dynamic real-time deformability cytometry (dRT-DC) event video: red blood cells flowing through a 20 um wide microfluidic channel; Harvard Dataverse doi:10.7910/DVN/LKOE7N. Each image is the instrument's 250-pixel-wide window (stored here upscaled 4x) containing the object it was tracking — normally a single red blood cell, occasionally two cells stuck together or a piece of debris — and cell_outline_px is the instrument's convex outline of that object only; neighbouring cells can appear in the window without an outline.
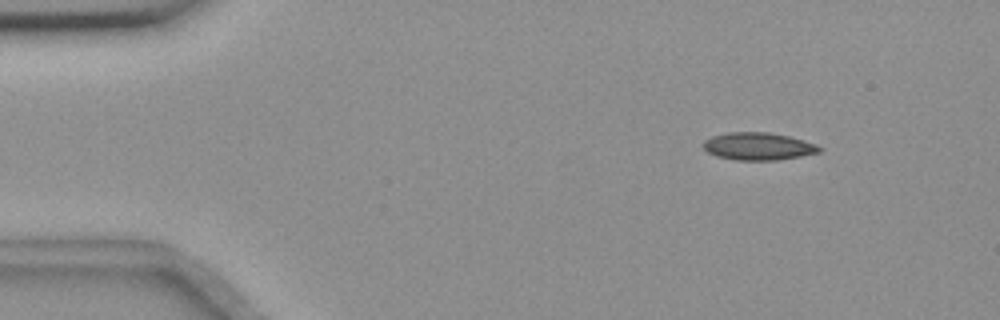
{"species": "common noctule bat (a hibernating species)", "species_latin": "Nyctalus noctula", "temperature_condition": "room temperature", "stored_images_in_passage": 53, "camera_frame_rate_fps": 3000, "um_per_image_px": 0.085, "animal": {"sex": "female", "body_mass_g": 18.4}, "frame": {"image": 1, "passage_image": 4, "time_ms": 1.0, "image_size_px": [1000, 320], "cell_outline_px": [[824, 148], [820, 152], [800, 156], [776, 160], [736, 160], [716, 156], [708, 152], [704, 148], [704, 140], [712, 136], [728, 132], [768, 132], [788, 136], [804, 140], [816, 144]], "centroid_in_image_um": [64.47, 12.43], "position_along_channel_um": 20.5, "area_um2": 18.61}}
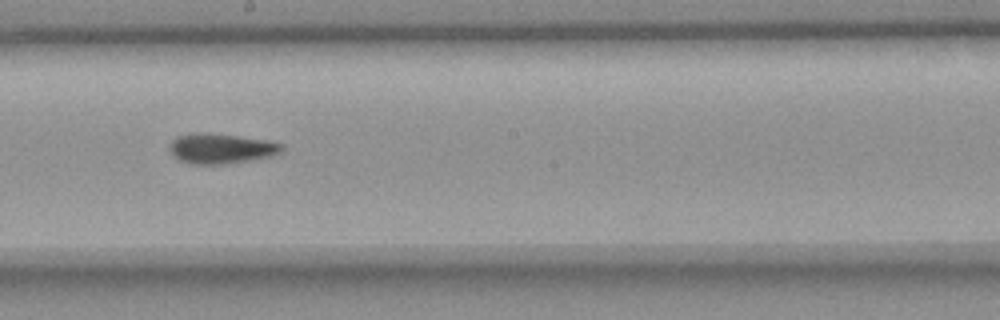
{"frame": {"image": 2, "passage_image": 28, "time_ms": 9.0, "image_size_px": [1000, 320], "cell_outline_px": [[284, 148], [280, 152], [268, 156], [248, 160], [224, 164], [192, 164], [180, 160], [172, 156], [172, 140], [176, 136], [200, 132], [236, 136], [268, 140], [284, 144]], "centroid_in_image_um": [18.8, 12.62], "position_along_channel_um": 229.4, "area_um2": 19.31}}
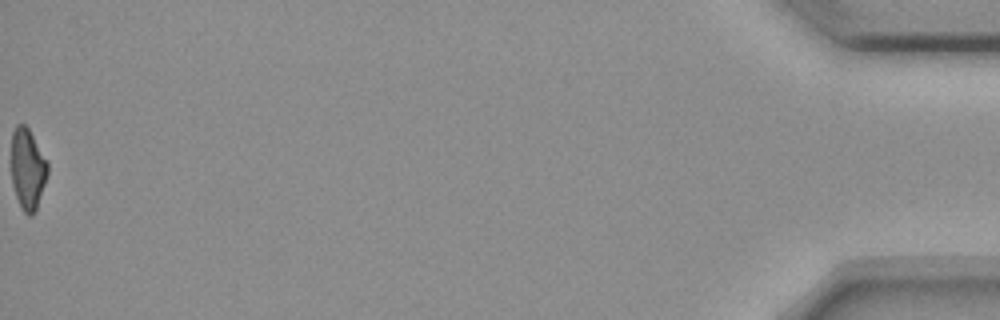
{"frame": {"image": 3, "passage_image": 53, "time_ms": 17.333, "image_size_px": [1000, 320], "cell_outline_px": [[48, 172], [36, 212], [32, 216], [28, 216], [24, 212], [16, 196], [12, 184], [12, 132], [16, 124], [24, 124], [28, 128], [48, 160]], "centroid_in_image_um": [2.37, 14.37], "position_along_channel_um": 432.8, "area_um2": 17.22}, "authors_computed_cell_mechanics": {"area_um2": 18.6694, "velocity_mm_per_s": 3.6643, "shape_relaxation_time_tau1_ms": 9.0563, "shape_relaxation_time_tau2_ms": 3.1747, "deformation_change_tau1": 0.1944, "deformation_change_tau2": 0.0841}}